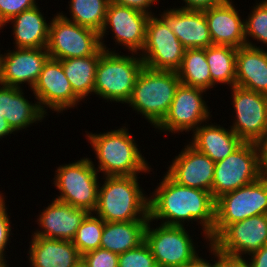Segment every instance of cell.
Wrapping results in <instances>:
<instances>
[{"label": "cell", "mask_w": 267, "mask_h": 267, "mask_svg": "<svg viewBox=\"0 0 267 267\" xmlns=\"http://www.w3.org/2000/svg\"><path fill=\"white\" fill-rule=\"evenodd\" d=\"M180 84L177 72L143 67L126 104L155 128L168 113Z\"/></svg>", "instance_id": "obj_4"}, {"label": "cell", "mask_w": 267, "mask_h": 267, "mask_svg": "<svg viewBox=\"0 0 267 267\" xmlns=\"http://www.w3.org/2000/svg\"><path fill=\"white\" fill-rule=\"evenodd\" d=\"M3 54L1 85L19 87L24 83L35 86L43 65L49 58L46 48H14Z\"/></svg>", "instance_id": "obj_18"}, {"label": "cell", "mask_w": 267, "mask_h": 267, "mask_svg": "<svg viewBox=\"0 0 267 267\" xmlns=\"http://www.w3.org/2000/svg\"><path fill=\"white\" fill-rule=\"evenodd\" d=\"M236 53L237 48L229 45H210L206 48L211 89L218 84H227L229 88L236 85Z\"/></svg>", "instance_id": "obj_29"}, {"label": "cell", "mask_w": 267, "mask_h": 267, "mask_svg": "<svg viewBox=\"0 0 267 267\" xmlns=\"http://www.w3.org/2000/svg\"><path fill=\"white\" fill-rule=\"evenodd\" d=\"M36 5L10 19L5 25L12 24L15 48H46L51 21ZM41 11V12H40ZM48 22V23H47Z\"/></svg>", "instance_id": "obj_26"}, {"label": "cell", "mask_w": 267, "mask_h": 267, "mask_svg": "<svg viewBox=\"0 0 267 267\" xmlns=\"http://www.w3.org/2000/svg\"><path fill=\"white\" fill-rule=\"evenodd\" d=\"M184 6H179L183 10L205 11L214 6H218L227 0H182Z\"/></svg>", "instance_id": "obj_40"}, {"label": "cell", "mask_w": 267, "mask_h": 267, "mask_svg": "<svg viewBox=\"0 0 267 267\" xmlns=\"http://www.w3.org/2000/svg\"><path fill=\"white\" fill-rule=\"evenodd\" d=\"M180 83L203 90L211 89V75L206 60V48L186 49L177 71Z\"/></svg>", "instance_id": "obj_30"}, {"label": "cell", "mask_w": 267, "mask_h": 267, "mask_svg": "<svg viewBox=\"0 0 267 267\" xmlns=\"http://www.w3.org/2000/svg\"><path fill=\"white\" fill-rule=\"evenodd\" d=\"M232 0L204 11L213 45H246L244 18Z\"/></svg>", "instance_id": "obj_21"}, {"label": "cell", "mask_w": 267, "mask_h": 267, "mask_svg": "<svg viewBox=\"0 0 267 267\" xmlns=\"http://www.w3.org/2000/svg\"><path fill=\"white\" fill-rule=\"evenodd\" d=\"M124 125L98 134L85 131L86 140L91 144L98 160L96 169L98 173H103V177L138 176L151 172V165L139 150L129 128Z\"/></svg>", "instance_id": "obj_2"}, {"label": "cell", "mask_w": 267, "mask_h": 267, "mask_svg": "<svg viewBox=\"0 0 267 267\" xmlns=\"http://www.w3.org/2000/svg\"><path fill=\"white\" fill-rule=\"evenodd\" d=\"M179 152L166 173L178 184L205 190L212 195L215 162L187 143Z\"/></svg>", "instance_id": "obj_17"}, {"label": "cell", "mask_w": 267, "mask_h": 267, "mask_svg": "<svg viewBox=\"0 0 267 267\" xmlns=\"http://www.w3.org/2000/svg\"><path fill=\"white\" fill-rule=\"evenodd\" d=\"M236 86L267 95V50L260 45L237 48Z\"/></svg>", "instance_id": "obj_25"}, {"label": "cell", "mask_w": 267, "mask_h": 267, "mask_svg": "<svg viewBox=\"0 0 267 267\" xmlns=\"http://www.w3.org/2000/svg\"><path fill=\"white\" fill-rule=\"evenodd\" d=\"M163 177L156 189L150 192L149 218L174 226L196 221L202 227L203 239L209 242L215 223V200L211 193L178 184L167 173Z\"/></svg>", "instance_id": "obj_1"}, {"label": "cell", "mask_w": 267, "mask_h": 267, "mask_svg": "<svg viewBox=\"0 0 267 267\" xmlns=\"http://www.w3.org/2000/svg\"><path fill=\"white\" fill-rule=\"evenodd\" d=\"M207 245L209 246V253H211L209 255L215 256L214 261L211 259L214 263L211 264V262L201 256L199 257L197 254L185 267H221V251L212 242H207Z\"/></svg>", "instance_id": "obj_38"}, {"label": "cell", "mask_w": 267, "mask_h": 267, "mask_svg": "<svg viewBox=\"0 0 267 267\" xmlns=\"http://www.w3.org/2000/svg\"><path fill=\"white\" fill-rule=\"evenodd\" d=\"M36 0H0V30L5 24L21 12L35 7Z\"/></svg>", "instance_id": "obj_36"}, {"label": "cell", "mask_w": 267, "mask_h": 267, "mask_svg": "<svg viewBox=\"0 0 267 267\" xmlns=\"http://www.w3.org/2000/svg\"><path fill=\"white\" fill-rule=\"evenodd\" d=\"M147 222L148 220L105 222L100 248L121 254L138 247L145 241Z\"/></svg>", "instance_id": "obj_27"}, {"label": "cell", "mask_w": 267, "mask_h": 267, "mask_svg": "<svg viewBox=\"0 0 267 267\" xmlns=\"http://www.w3.org/2000/svg\"><path fill=\"white\" fill-rule=\"evenodd\" d=\"M231 94L236 118L229 128L243 142L256 143L267 130V95L236 85Z\"/></svg>", "instance_id": "obj_14"}, {"label": "cell", "mask_w": 267, "mask_h": 267, "mask_svg": "<svg viewBox=\"0 0 267 267\" xmlns=\"http://www.w3.org/2000/svg\"><path fill=\"white\" fill-rule=\"evenodd\" d=\"M159 15L186 49L213 45L204 11L170 7Z\"/></svg>", "instance_id": "obj_20"}, {"label": "cell", "mask_w": 267, "mask_h": 267, "mask_svg": "<svg viewBox=\"0 0 267 267\" xmlns=\"http://www.w3.org/2000/svg\"><path fill=\"white\" fill-rule=\"evenodd\" d=\"M28 250L31 267H74L81 260L72 241L32 236Z\"/></svg>", "instance_id": "obj_23"}, {"label": "cell", "mask_w": 267, "mask_h": 267, "mask_svg": "<svg viewBox=\"0 0 267 267\" xmlns=\"http://www.w3.org/2000/svg\"><path fill=\"white\" fill-rule=\"evenodd\" d=\"M41 110L47 115L48 108L62 113L82 101L72 90L65 76L61 60L48 58L40 76L31 90ZM47 108V109H46Z\"/></svg>", "instance_id": "obj_15"}, {"label": "cell", "mask_w": 267, "mask_h": 267, "mask_svg": "<svg viewBox=\"0 0 267 267\" xmlns=\"http://www.w3.org/2000/svg\"><path fill=\"white\" fill-rule=\"evenodd\" d=\"M104 223L105 221L94 213H89L82 221L72 240L81 256L100 248Z\"/></svg>", "instance_id": "obj_32"}, {"label": "cell", "mask_w": 267, "mask_h": 267, "mask_svg": "<svg viewBox=\"0 0 267 267\" xmlns=\"http://www.w3.org/2000/svg\"><path fill=\"white\" fill-rule=\"evenodd\" d=\"M212 243L226 254L250 255L267 245V214L229 224Z\"/></svg>", "instance_id": "obj_16"}, {"label": "cell", "mask_w": 267, "mask_h": 267, "mask_svg": "<svg viewBox=\"0 0 267 267\" xmlns=\"http://www.w3.org/2000/svg\"><path fill=\"white\" fill-rule=\"evenodd\" d=\"M45 208L37 216L36 222L40 229L38 227L31 236L72 241L82 221L89 214L86 209L76 208L56 199H52Z\"/></svg>", "instance_id": "obj_19"}, {"label": "cell", "mask_w": 267, "mask_h": 267, "mask_svg": "<svg viewBox=\"0 0 267 267\" xmlns=\"http://www.w3.org/2000/svg\"><path fill=\"white\" fill-rule=\"evenodd\" d=\"M221 267H252L249 258L221 252Z\"/></svg>", "instance_id": "obj_41"}, {"label": "cell", "mask_w": 267, "mask_h": 267, "mask_svg": "<svg viewBox=\"0 0 267 267\" xmlns=\"http://www.w3.org/2000/svg\"><path fill=\"white\" fill-rule=\"evenodd\" d=\"M247 257L249 258L252 267H267V245L251 253Z\"/></svg>", "instance_id": "obj_43"}, {"label": "cell", "mask_w": 267, "mask_h": 267, "mask_svg": "<svg viewBox=\"0 0 267 267\" xmlns=\"http://www.w3.org/2000/svg\"><path fill=\"white\" fill-rule=\"evenodd\" d=\"M23 90L22 87L0 85V114L15 133L42 122L48 116L37 100L32 103L26 99Z\"/></svg>", "instance_id": "obj_22"}, {"label": "cell", "mask_w": 267, "mask_h": 267, "mask_svg": "<svg viewBox=\"0 0 267 267\" xmlns=\"http://www.w3.org/2000/svg\"><path fill=\"white\" fill-rule=\"evenodd\" d=\"M4 193L0 192V267H9L8 261L5 259L7 256L6 255V247L8 246V243L11 241L10 236L13 234L11 233L12 231V225L10 221V216L8 215V208H6V202H5V197L2 195Z\"/></svg>", "instance_id": "obj_35"}, {"label": "cell", "mask_w": 267, "mask_h": 267, "mask_svg": "<svg viewBox=\"0 0 267 267\" xmlns=\"http://www.w3.org/2000/svg\"><path fill=\"white\" fill-rule=\"evenodd\" d=\"M68 4L70 18L63 11L60 13L65 19L100 33L105 23L109 0H70Z\"/></svg>", "instance_id": "obj_31"}, {"label": "cell", "mask_w": 267, "mask_h": 267, "mask_svg": "<svg viewBox=\"0 0 267 267\" xmlns=\"http://www.w3.org/2000/svg\"><path fill=\"white\" fill-rule=\"evenodd\" d=\"M155 15L149 17L145 45L139 55L144 67L177 72L182 65L186 48L166 22Z\"/></svg>", "instance_id": "obj_11"}, {"label": "cell", "mask_w": 267, "mask_h": 267, "mask_svg": "<svg viewBox=\"0 0 267 267\" xmlns=\"http://www.w3.org/2000/svg\"><path fill=\"white\" fill-rule=\"evenodd\" d=\"M74 267H87V266L85 265V263L81 259L80 261H78V263Z\"/></svg>", "instance_id": "obj_46"}, {"label": "cell", "mask_w": 267, "mask_h": 267, "mask_svg": "<svg viewBox=\"0 0 267 267\" xmlns=\"http://www.w3.org/2000/svg\"><path fill=\"white\" fill-rule=\"evenodd\" d=\"M206 90L180 84L169 111L164 119L155 127L159 132L182 133L197 129L201 124L209 122L212 115L207 102L203 99Z\"/></svg>", "instance_id": "obj_13"}, {"label": "cell", "mask_w": 267, "mask_h": 267, "mask_svg": "<svg viewBox=\"0 0 267 267\" xmlns=\"http://www.w3.org/2000/svg\"><path fill=\"white\" fill-rule=\"evenodd\" d=\"M150 15L138 10L110 3L107 6L105 23L99 33L100 46L104 51L116 52L105 45V36L111 30L115 45L124 46L129 53L140 54L146 41L147 23ZM107 32V33H106Z\"/></svg>", "instance_id": "obj_12"}, {"label": "cell", "mask_w": 267, "mask_h": 267, "mask_svg": "<svg viewBox=\"0 0 267 267\" xmlns=\"http://www.w3.org/2000/svg\"><path fill=\"white\" fill-rule=\"evenodd\" d=\"M262 214H267V176L225 193L215 200V223L209 242L229 224Z\"/></svg>", "instance_id": "obj_7"}, {"label": "cell", "mask_w": 267, "mask_h": 267, "mask_svg": "<svg viewBox=\"0 0 267 267\" xmlns=\"http://www.w3.org/2000/svg\"><path fill=\"white\" fill-rule=\"evenodd\" d=\"M131 54L132 56L104 51L100 55L95 74L94 95L107 102L127 103L136 79L144 67L140 55Z\"/></svg>", "instance_id": "obj_5"}, {"label": "cell", "mask_w": 267, "mask_h": 267, "mask_svg": "<svg viewBox=\"0 0 267 267\" xmlns=\"http://www.w3.org/2000/svg\"><path fill=\"white\" fill-rule=\"evenodd\" d=\"M104 50L100 47L93 55L61 60L65 76L70 82L73 92L83 102L89 94L94 95V81L100 55Z\"/></svg>", "instance_id": "obj_28"}, {"label": "cell", "mask_w": 267, "mask_h": 267, "mask_svg": "<svg viewBox=\"0 0 267 267\" xmlns=\"http://www.w3.org/2000/svg\"><path fill=\"white\" fill-rule=\"evenodd\" d=\"M256 146L259 154L260 170L263 176H267V130L256 142Z\"/></svg>", "instance_id": "obj_42"}, {"label": "cell", "mask_w": 267, "mask_h": 267, "mask_svg": "<svg viewBox=\"0 0 267 267\" xmlns=\"http://www.w3.org/2000/svg\"><path fill=\"white\" fill-rule=\"evenodd\" d=\"M206 123L191 132L193 134L189 144L215 163L228 157L243 143L231 128Z\"/></svg>", "instance_id": "obj_24"}, {"label": "cell", "mask_w": 267, "mask_h": 267, "mask_svg": "<svg viewBox=\"0 0 267 267\" xmlns=\"http://www.w3.org/2000/svg\"><path fill=\"white\" fill-rule=\"evenodd\" d=\"M51 19L47 52L50 58L65 60L88 57L101 46L99 33L65 19L60 11Z\"/></svg>", "instance_id": "obj_10"}, {"label": "cell", "mask_w": 267, "mask_h": 267, "mask_svg": "<svg viewBox=\"0 0 267 267\" xmlns=\"http://www.w3.org/2000/svg\"><path fill=\"white\" fill-rule=\"evenodd\" d=\"M262 176L256 143L243 142L228 157L215 163L212 197L216 200Z\"/></svg>", "instance_id": "obj_9"}, {"label": "cell", "mask_w": 267, "mask_h": 267, "mask_svg": "<svg viewBox=\"0 0 267 267\" xmlns=\"http://www.w3.org/2000/svg\"><path fill=\"white\" fill-rule=\"evenodd\" d=\"M252 8L248 18L244 19L246 45L257 48L259 41L267 47V0H262ZM257 40L256 43L251 39Z\"/></svg>", "instance_id": "obj_33"}, {"label": "cell", "mask_w": 267, "mask_h": 267, "mask_svg": "<svg viewBox=\"0 0 267 267\" xmlns=\"http://www.w3.org/2000/svg\"><path fill=\"white\" fill-rule=\"evenodd\" d=\"M11 134H14V131L0 114V139L2 140V138H5Z\"/></svg>", "instance_id": "obj_44"}, {"label": "cell", "mask_w": 267, "mask_h": 267, "mask_svg": "<svg viewBox=\"0 0 267 267\" xmlns=\"http://www.w3.org/2000/svg\"><path fill=\"white\" fill-rule=\"evenodd\" d=\"M151 224L153 221L149 218L145 228V242L158 267H185L199 254L193 236L185 226L159 224L153 228Z\"/></svg>", "instance_id": "obj_8"}, {"label": "cell", "mask_w": 267, "mask_h": 267, "mask_svg": "<svg viewBox=\"0 0 267 267\" xmlns=\"http://www.w3.org/2000/svg\"><path fill=\"white\" fill-rule=\"evenodd\" d=\"M2 66H3V53L2 54L0 53V85H1V79H2Z\"/></svg>", "instance_id": "obj_45"}, {"label": "cell", "mask_w": 267, "mask_h": 267, "mask_svg": "<svg viewBox=\"0 0 267 267\" xmlns=\"http://www.w3.org/2000/svg\"><path fill=\"white\" fill-rule=\"evenodd\" d=\"M118 267H158L149 245L144 241L138 247L119 254Z\"/></svg>", "instance_id": "obj_34"}, {"label": "cell", "mask_w": 267, "mask_h": 267, "mask_svg": "<svg viewBox=\"0 0 267 267\" xmlns=\"http://www.w3.org/2000/svg\"><path fill=\"white\" fill-rule=\"evenodd\" d=\"M94 162L89 157L56 167L53 184L59 195L54 198L89 213L98 204L99 178Z\"/></svg>", "instance_id": "obj_6"}, {"label": "cell", "mask_w": 267, "mask_h": 267, "mask_svg": "<svg viewBox=\"0 0 267 267\" xmlns=\"http://www.w3.org/2000/svg\"><path fill=\"white\" fill-rule=\"evenodd\" d=\"M119 254L98 248L81 256L87 267H118Z\"/></svg>", "instance_id": "obj_37"}, {"label": "cell", "mask_w": 267, "mask_h": 267, "mask_svg": "<svg viewBox=\"0 0 267 267\" xmlns=\"http://www.w3.org/2000/svg\"><path fill=\"white\" fill-rule=\"evenodd\" d=\"M158 1L160 2V0H109L110 3L126 6L148 15H154L150 8Z\"/></svg>", "instance_id": "obj_39"}, {"label": "cell", "mask_w": 267, "mask_h": 267, "mask_svg": "<svg viewBox=\"0 0 267 267\" xmlns=\"http://www.w3.org/2000/svg\"><path fill=\"white\" fill-rule=\"evenodd\" d=\"M99 184L98 204L93 212L105 222L149 220V196L138 176H104ZM102 185V186H101Z\"/></svg>", "instance_id": "obj_3"}]
</instances>
